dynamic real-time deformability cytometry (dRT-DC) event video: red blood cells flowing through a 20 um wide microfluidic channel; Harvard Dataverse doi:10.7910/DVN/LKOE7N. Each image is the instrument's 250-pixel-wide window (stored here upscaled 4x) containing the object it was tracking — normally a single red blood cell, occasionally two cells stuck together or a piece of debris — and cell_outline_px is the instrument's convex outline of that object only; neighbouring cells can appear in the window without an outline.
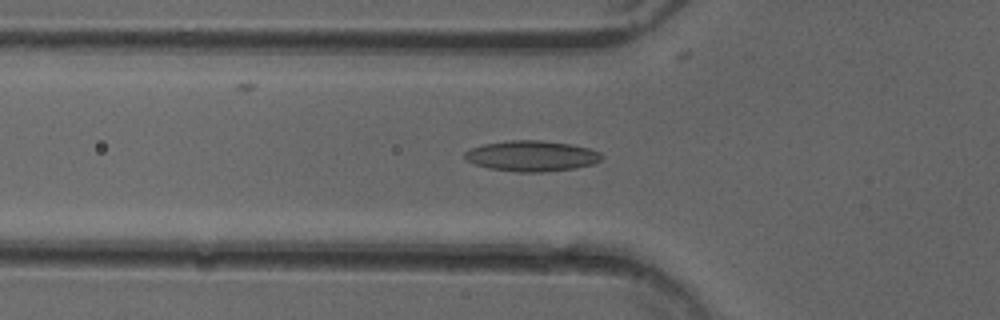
{"species": "common noctule bat (a hibernating species)", "species_latin": "Nyctalus noctula", "temperature_condition": "cold", "stored_images_in_passage": 51, "camera_frame_rate_fps": 3000, "um_per_image_px": 0.085, "animal": {"sex": "female"}, "frame": {"image": 1, "passage_image": 18, "time_ms": 5.667, "image_size_px": [1000, 320], "cell_outline_px": [[604, 156], [600, 160], [592, 164], [576, 168], [544, 172], [516, 172], [488, 168], [464, 160], [464, 152], [468, 148], [484, 144], [508, 140], [540, 140], [572, 144], [588, 148], [600, 152]], "centroid_in_image_um": [45.17, 13.25], "position_along_channel_um": 80.6, "area_um2": 24.68}}
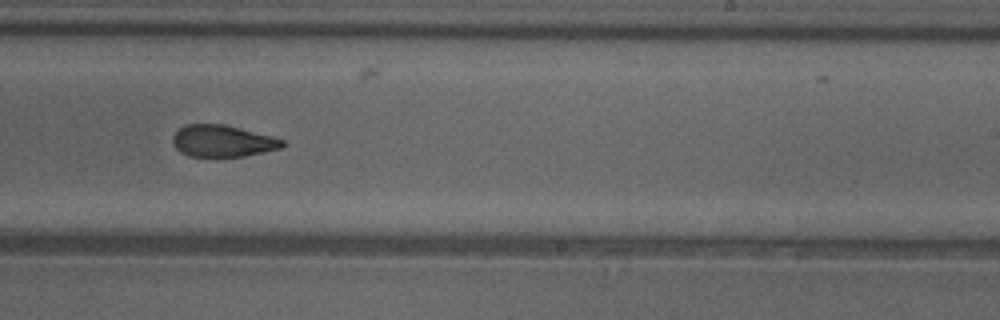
{"frame": {"image": 2, "passage_image": 32, "time_ms": 10.333, "image_size_px": [1000, 320], "cell_outline_px": [[288, 144], [280, 148], [264, 152], [244, 156], [216, 160], [188, 156], [180, 152], [172, 144], [172, 136], [184, 124], [224, 124], [272, 136], [284, 140]], "centroid_in_image_um": [18.89, 12.03], "position_along_channel_um": 270.1, "area_um2": 21.15}}
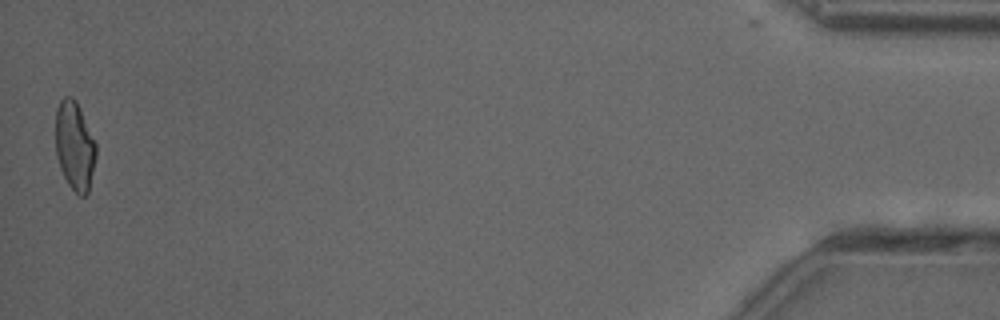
{"frame": {"image": 3, "passage_image": 51, "time_ms": 16.667, "image_size_px": [1000, 320], "cell_outline_px": [[96, 156], [88, 192], [84, 196], [80, 196], [68, 184], [60, 168], [56, 156], [56, 108], [60, 100], [64, 96], [72, 96], [76, 100], [80, 108], [96, 144]], "centroid_in_image_um": [6.34, 12.37], "position_along_channel_um": 428.9, "area_um2": 20.87}, "authors_computed_cell_mechanics": {"area_um2": 21.8484, "velocity_mm_per_s": 4.0399, "shape_relaxation_time_tau1_ms": 11.1573, "shape_relaxation_time_tau2_ms": 2.0848, "deformation_change_tau1": 0.2544, "deformation_change_tau2": 0.0988}}